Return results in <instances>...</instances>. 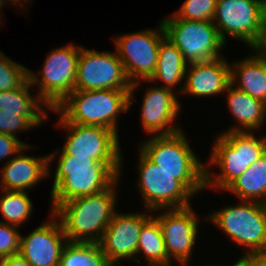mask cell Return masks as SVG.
<instances>
[{
  "mask_svg": "<svg viewBox=\"0 0 266 266\" xmlns=\"http://www.w3.org/2000/svg\"><path fill=\"white\" fill-rule=\"evenodd\" d=\"M31 88L28 80L20 88L0 91V110L14 112L23 117H48L46 110L51 109L37 93L30 94Z\"/></svg>",
  "mask_w": 266,
  "mask_h": 266,
  "instance_id": "cell-24",
  "label": "cell"
},
{
  "mask_svg": "<svg viewBox=\"0 0 266 266\" xmlns=\"http://www.w3.org/2000/svg\"><path fill=\"white\" fill-rule=\"evenodd\" d=\"M10 1V3H13L14 2V4L12 5V6H16L17 7V5L19 4V6H23L22 8L23 9H25V7H24V3L27 5L28 3L26 2V1H28V0H0V8L2 9V7L4 6V5H7V3ZM23 2V3H22ZM17 4V5H16Z\"/></svg>",
  "mask_w": 266,
  "mask_h": 266,
  "instance_id": "cell-36",
  "label": "cell"
},
{
  "mask_svg": "<svg viewBox=\"0 0 266 266\" xmlns=\"http://www.w3.org/2000/svg\"><path fill=\"white\" fill-rule=\"evenodd\" d=\"M119 180L107 190L66 201L52 212L59 219L68 242L99 243L117 211Z\"/></svg>",
  "mask_w": 266,
  "mask_h": 266,
  "instance_id": "cell-2",
  "label": "cell"
},
{
  "mask_svg": "<svg viewBox=\"0 0 266 266\" xmlns=\"http://www.w3.org/2000/svg\"><path fill=\"white\" fill-rule=\"evenodd\" d=\"M256 50L266 58V18L264 22V33L261 42L259 43L258 47Z\"/></svg>",
  "mask_w": 266,
  "mask_h": 266,
  "instance_id": "cell-34",
  "label": "cell"
},
{
  "mask_svg": "<svg viewBox=\"0 0 266 266\" xmlns=\"http://www.w3.org/2000/svg\"><path fill=\"white\" fill-rule=\"evenodd\" d=\"M59 266H112L98 243L67 242Z\"/></svg>",
  "mask_w": 266,
  "mask_h": 266,
  "instance_id": "cell-26",
  "label": "cell"
},
{
  "mask_svg": "<svg viewBox=\"0 0 266 266\" xmlns=\"http://www.w3.org/2000/svg\"><path fill=\"white\" fill-rule=\"evenodd\" d=\"M137 187L146 210L190 206L193 194L174 175L161 170L139 149Z\"/></svg>",
  "mask_w": 266,
  "mask_h": 266,
  "instance_id": "cell-12",
  "label": "cell"
},
{
  "mask_svg": "<svg viewBox=\"0 0 266 266\" xmlns=\"http://www.w3.org/2000/svg\"><path fill=\"white\" fill-rule=\"evenodd\" d=\"M166 37L180 50L188 64L208 63L222 57L226 46L213 21H193L176 17L161 19Z\"/></svg>",
  "mask_w": 266,
  "mask_h": 266,
  "instance_id": "cell-8",
  "label": "cell"
},
{
  "mask_svg": "<svg viewBox=\"0 0 266 266\" xmlns=\"http://www.w3.org/2000/svg\"><path fill=\"white\" fill-rule=\"evenodd\" d=\"M190 206L184 208L157 209V219L164 239L168 258L177 260L181 266L190 264L198 237L199 216ZM164 210L162 213L160 211ZM167 210V211H166ZM160 212V214H158ZM158 214V215H157ZM157 215V216H156Z\"/></svg>",
  "mask_w": 266,
  "mask_h": 266,
  "instance_id": "cell-14",
  "label": "cell"
},
{
  "mask_svg": "<svg viewBox=\"0 0 266 266\" xmlns=\"http://www.w3.org/2000/svg\"><path fill=\"white\" fill-rule=\"evenodd\" d=\"M183 86L178 93L192 96L210 97L224 94L230 81V65L220 57L208 63L188 64Z\"/></svg>",
  "mask_w": 266,
  "mask_h": 266,
  "instance_id": "cell-18",
  "label": "cell"
},
{
  "mask_svg": "<svg viewBox=\"0 0 266 266\" xmlns=\"http://www.w3.org/2000/svg\"><path fill=\"white\" fill-rule=\"evenodd\" d=\"M58 126L67 128V136L60 153L48 154V176L50 166L57 155L91 157L97 162H122L119 135L105 126L79 125L67 122L61 115ZM57 154V155H56Z\"/></svg>",
  "mask_w": 266,
  "mask_h": 266,
  "instance_id": "cell-11",
  "label": "cell"
},
{
  "mask_svg": "<svg viewBox=\"0 0 266 266\" xmlns=\"http://www.w3.org/2000/svg\"><path fill=\"white\" fill-rule=\"evenodd\" d=\"M183 130L171 135L153 136L139 149L161 170L174 175L193 195L205 188V164L201 163Z\"/></svg>",
  "mask_w": 266,
  "mask_h": 266,
  "instance_id": "cell-4",
  "label": "cell"
},
{
  "mask_svg": "<svg viewBox=\"0 0 266 266\" xmlns=\"http://www.w3.org/2000/svg\"><path fill=\"white\" fill-rule=\"evenodd\" d=\"M248 266H266V257L248 258Z\"/></svg>",
  "mask_w": 266,
  "mask_h": 266,
  "instance_id": "cell-35",
  "label": "cell"
},
{
  "mask_svg": "<svg viewBox=\"0 0 266 266\" xmlns=\"http://www.w3.org/2000/svg\"><path fill=\"white\" fill-rule=\"evenodd\" d=\"M225 93L228 110L239 124L235 127L231 125V128L229 127L225 132H255L264 123L266 124V104L264 102L238 90L231 84Z\"/></svg>",
  "mask_w": 266,
  "mask_h": 266,
  "instance_id": "cell-20",
  "label": "cell"
},
{
  "mask_svg": "<svg viewBox=\"0 0 266 266\" xmlns=\"http://www.w3.org/2000/svg\"><path fill=\"white\" fill-rule=\"evenodd\" d=\"M162 22L157 30L146 29L134 33L115 36V50L123 63L125 73L131 84L129 106L135 98L134 92L142 80H149L156 69L158 50L161 40L165 37Z\"/></svg>",
  "mask_w": 266,
  "mask_h": 266,
  "instance_id": "cell-9",
  "label": "cell"
},
{
  "mask_svg": "<svg viewBox=\"0 0 266 266\" xmlns=\"http://www.w3.org/2000/svg\"><path fill=\"white\" fill-rule=\"evenodd\" d=\"M0 266H30V265L20 254H16L1 259Z\"/></svg>",
  "mask_w": 266,
  "mask_h": 266,
  "instance_id": "cell-33",
  "label": "cell"
},
{
  "mask_svg": "<svg viewBox=\"0 0 266 266\" xmlns=\"http://www.w3.org/2000/svg\"><path fill=\"white\" fill-rule=\"evenodd\" d=\"M29 69L0 51V91L22 87L29 80Z\"/></svg>",
  "mask_w": 266,
  "mask_h": 266,
  "instance_id": "cell-28",
  "label": "cell"
},
{
  "mask_svg": "<svg viewBox=\"0 0 266 266\" xmlns=\"http://www.w3.org/2000/svg\"><path fill=\"white\" fill-rule=\"evenodd\" d=\"M216 138L208 167L205 165V188L213 187L224 191L266 153V135L260 138L254 132H223ZM209 165L217 166L220 172L214 174Z\"/></svg>",
  "mask_w": 266,
  "mask_h": 266,
  "instance_id": "cell-3",
  "label": "cell"
},
{
  "mask_svg": "<svg viewBox=\"0 0 266 266\" xmlns=\"http://www.w3.org/2000/svg\"><path fill=\"white\" fill-rule=\"evenodd\" d=\"M225 191L234 193L239 200L266 204V153L254 161Z\"/></svg>",
  "mask_w": 266,
  "mask_h": 266,
  "instance_id": "cell-23",
  "label": "cell"
},
{
  "mask_svg": "<svg viewBox=\"0 0 266 266\" xmlns=\"http://www.w3.org/2000/svg\"><path fill=\"white\" fill-rule=\"evenodd\" d=\"M129 97L130 90H74L51 111L69 123L105 126L118 134V115L130 110Z\"/></svg>",
  "mask_w": 266,
  "mask_h": 266,
  "instance_id": "cell-5",
  "label": "cell"
},
{
  "mask_svg": "<svg viewBox=\"0 0 266 266\" xmlns=\"http://www.w3.org/2000/svg\"><path fill=\"white\" fill-rule=\"evenodd\" d=\"M29 144L22 142L16 137L0 133V160L13 158L22 148Z\"/></svg>",
  "mask_w": 266,
  "mask_h": 266,
  "instance_id": "cell-32",
  "label": "cell"
},
{
  "mask_svg": "<svg viewBox=\"0 0 266 266\" xmlns=\"http://www.w3.org/2000/svg\"><path fill=\"white\" fill-rule=\"evenodd\" d=\"M147 212L150 214L116 211L113 215L98 243L112 266L119 265L122 259L126 260V258L136 260L137 263L145 266L136 255L142 226L153 216V211L147 210Z\"/></svg>",
  "mask_w": 266,
  "mask_h": 266,
  "instance_id": "cell-15",
  "label": "cell"
},
{
  "mask_svg": "<svg viewBox=\"0 0 266 266\" xmlns=\"http://www.w3.org/2000/svg\"><path fill=\"white\" fill-rule=\"evenodd\" d=\"M1 190L2 196L0 197V212L4 221L7 223L19 227L26 222V220L33 213V204L27 194V191H7Z\"/></svg>",
  "mask_w": 266,
  "mask_h": 266,
  "instance_id": "cell-27",
  "label": "cell"
},
{
  "mask_svg": "<svg viewBox=\"0 0 266 266\" xmlns=\"http://www.w3.org/2000/svg\"><path fill=\"white\" fill-rule=\"evenodd\" d=\"M206 219L220 227L234 244L247 247L241 257H266V204L242 200L209 213Z\"/></svg>",
  "mask_w": 266,
  "mask_h": 266,
  "instance_id": "cell-6",
  "label": "cell"
},
{
  "mask_svg": "<svg viewBox=\"0 0 266 266\" xmlns=\"http://www.w3.org/2000/svg\"><path fill=\"white\" fill-rule=\"evenodd\" d=\"M20 237L18 227L0 222V260L19 254Z\"/></svg>",
  "mask_w": 266,
  "mask_h": 266,
  "instance_id": "cell-31",
  "label": "cell"
},
{
  "mask_svg": "<svg viewBox=\"0 0 266 266\" xmlns=\"http://www.w3.org/2000/svg\"><path fill=\"white\" fill-rule=\"evenodd\" d=\"M181 102L171 89L161 87L147 88L142 100L140 120L144 132L152 136L171 135L183 130L174 124L180 114ZM180 127V128H179Z\"/></svg>",
  "mask_w": 266,
  "mask_h": 266,
  "instance_id": "cell-17",
  "label": "cell"
},
{
  "mask_svg": "<svg viewBox=\"0 0 266 266\" xmlns=\"http://www.w3.org/2000/svg\"><path fill=\"white\" fill-rule=\"evenodd\" d=\"M32 145L22 148L13 158H8L1 168L0 189L7 191H26L48 177V155L28 156L25 151Z\"/></svg>",
  "mask_w": 266,
  "mask_h": 266,
  "instance_id": "cell-19",
  "label": "cell"
},
{
  "mask_svg": "<svg viewBox=\"0 0 266 266\" xmlns=\"http://www.w3.org/2000/svg\"><path fill=\"white\" fill-rule=\"evenodd\" d=\"M188 62L180 50L165 36L159 46L157 65L153 76L147 82H163L164 88L174 91L185 78Z\"/></svg>",
  "mask_w": 266,
  "mask_h": 266,
  "instance_id": "cell-22",
  "label": "cell"
},
{
  "mask_svg": "<svg viewBox=\"0 0 266 266\" xmlns=\"http://www.w3.org/2000/svg\"><path fill=\"white\" fill-rule=\"evenodd\" d=\"M131 84L116 51L98 52L81 46L74 90H131Z\"/></svg>",
  "mask_w": 266,
  "mask_h": 266,
  "instance_id": "cell-13",
  "label": "cell"
},
{
  "mask_svg": "<svg viewBox=\"0 0 266 266\" xmlns=\"http://www.w3.org/2000/svg\"><path fill=\"white\" fill-rule=\"evenodd\" d=\"M49 215L52 219L20 237L19 254L30 266H59L68 242L59 219L52 212Z\"/></svg>",
  "mask_w": 266,
  "mask_h": 266,
  "instance_id": "cell-16",
  "label": "cell"
},
{
  "mask_svg": "<svg viewBox=\"0 0 266 266\" xmlns=\"http://www.w3.org/2000/svg\"><path fill=\"white\" fill-rule=\"evenodd\" d=\"M123 162H97L91 157L59 155L51 189V209L82 196L109 189L121 176Z\"/></svg>",
  "mask_w": 266,
  "mask_h": 266,
  "instance_id": "cell-1",
  "label": "cell"
},
{
  "mask_svg": "<svg viewBox=\"0 0 266 266\" xmlns=\"http://www.w3.org/2000/svg\"><path fill=\"white\" fill-rule=\"evenodd\" d=\"M0 11H1V8H0ZM0 19H1V14H0ZM2 23V21L0 20V24ZM0 27H1V25H0Z\"/></svg>",
  "mask_w": 266,
  "mask_h": 266,
  "instance_id": "cell-39",
  "label": "cell"
},
{
  "mask_svg": "<svg viewBox=\"0 0 266 266\" xmlns=\"http://www.w3.org/2000/svg\"><path fill=\"white\" fill-rule=\"evenodd\" d=\"M222 266V265H218ZM225 266V265H224ZM231 266H248V257H240L234 264Z\"/></svg>",
  "mask_w": 266,
  "mask_h": 266,
  "instance_id": "cell-37",
  "label": "cell"
},
{
  "mask_svg": "<svg viewBox=\"0 0 266 266\" xmlns=\"http://www.w3.org/2000/svg\"><path fill=\"white\" fill-rule=\"evenodd\" d=\"M146 266H171V263L170 264H155V265L146 264Z\"/></svg>",
  "mask_w": 266,
  "mask_h": 266,
  "instance_id": "cell-38",
  "label": "cell"
},
{
  "mask_svg": "<svg viewBox=\"0 0 266 266\" xmlns=\"http://www.w3.org/2000/svg\"><path fill=\"white\" fill-rule=\"evenodd\" d=\"M80 50L73 43L53 49L38 74L29 70L31 86H38V96L51 110L74 91Z\"/></svg>",
  "mask_w": 266,
  "mask_h": 266,
  "instance_id": "cell-7",
  "label": "cell"
},
{
  "mask_svg": "<svg viewBox=\"0 0 266 266\" xmlns=\"http://www.w3.org/2000/svg\"><path fill=\"white\" fill-rule=\"evenodd\" d=\"M216 0H185L180 10L173 13L176 17L193 21H213Z\"/></svg>",
  "mask_w": 266,
  "mask_h": 266,
  "instance_id": "cell-30",
  "label": "cell"
},
{
  "mask_svg": "<svg viewBox=\"0 0 266 266\" xmlns=\"http://www.w3.org/2000/svg\"><path fill=\"white\" fill-rule=\"evenodd\" d=\"M232 64L231 85L266 104V58L253 49L249 57Z\"/></svg>",
  "mask_w": 266,
  "mask_h": 266,
  "instance_id": "cell-21",
  "label": "cell"
},
{
  "mask_svg": "<svg viewBox=\"0 0 266 266\" xmlns=\"http://www.w3.org/2000/svg\"><path fill=\"white\" fill-rule=\"evenodd\" d=\"M265 18L266 0H217L213 23L225 44L228 35L255 50L263 37Z\"/></svg>",
  "mask_w": 266,
  "mask_h": 266,
  "instance_id": "cell-10",
  "label": "cell"
},
{
  "mask_svg": "<svg viewBox=\"0 0 266 266\" xmlns=\"http://www.w3.org/2000/svg\"><path fill=\"white\" fill-rule=\"evenodd\" d=\"M47 117H23L14 112L0 110V133L17 138L18 132L33 129L45 122Z\"/></svg>",
  "mask_w": 266,
  "mask_h": 266,
  "instance_id": "cell-29",
  "label": "cell"
},
{
  "mask_svg": "<svg viewBox=\"0 0 266 266\" xmlns=\"http://www.w3.org/2000/svg\"><path fill=\"white\" fill-rule=\"evenodd\" d=\"M142 253V254H141ZM143 255L147 264H170L172 261L166 253L164 239L157 219L152 216L140 232L137 255Z\"/></svg>",
  "mask_w": 266,
  "mask_h": 266,
  "instance_id": "cell-25",
  "label": "cell"
}]
</instances>
